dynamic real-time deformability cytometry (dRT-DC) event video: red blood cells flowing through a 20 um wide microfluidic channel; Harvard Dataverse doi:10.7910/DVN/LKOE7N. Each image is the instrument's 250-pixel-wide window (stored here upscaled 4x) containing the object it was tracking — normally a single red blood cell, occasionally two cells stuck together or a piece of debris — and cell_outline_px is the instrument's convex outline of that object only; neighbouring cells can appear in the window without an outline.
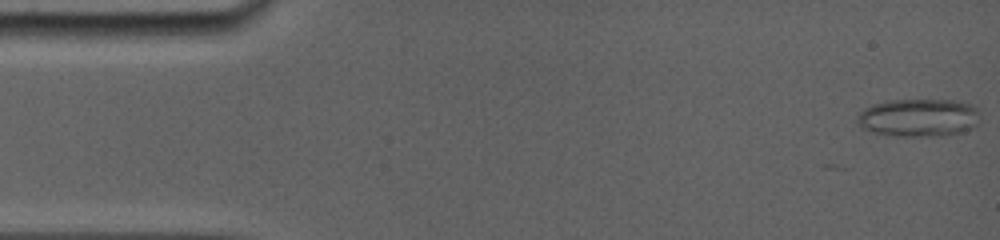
{"species": "common noctule bat (a hibernating species)", "species_latin": "Nyctalus noctula", "temperature_condition": "room temperature", "stored_images_in_passage": 6, "camera_frame_rate_fps": 5000, "um_per_image_px": 0.085, "animal": {"sex": "female", "body_mass_g": 19.0, "forearm_length_mm": 56.7}, "frame": {"image": 1, "passage_image": 1, "time_ms": 0.0, "image_size_px": [1000, 240], "cell_outline_px": [[980, 112], [976, 124], [972, 128], [960, 132], [944, 136], [896, 136], [872, 132], [860, 128], [856, 120], [856, 116], [864, 108], [872, 104], [888, 100], [952, 100], [972, 104]], "centroid_in_image_um": [78.05, 10.0], "position_along_channel_um": 6.9, "area_um2": 27.46}}